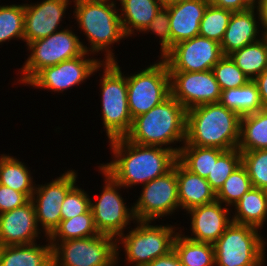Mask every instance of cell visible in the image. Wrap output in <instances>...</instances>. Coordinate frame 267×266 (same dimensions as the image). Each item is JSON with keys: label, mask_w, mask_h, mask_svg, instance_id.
Wrapping results in <instances>:
<instances>
[{"label": "cell", "mask_w": 267, "mask_h": 266, "mask_svg": "<svg viewBox=\"0 0 267 266\" xmlns=\"http://www.w3.org/2000/svg\"><path fill=\"white\" fill-rule=\"evenodd\" d=\"M108 142L112 160L99 166L125 189L166 174L177 161V154L163 147L139 145L125 137Z\"/></svg>", "instance_id": "obj_1"}, {"label": "cell", "mask_w": 267, "mask_h": 266, "mask_svg": "<svg viewBox=\"0 0 267 266\" xmlns=\"http://www.w3.org/2000/svg\"><path fill=\"white\" fill-rule=\"evenodd\" d=\"M118 2L111 0H74L73 18L79 32L86 36L85 52L98 56L103 54L102 62H117L113 53L114 46L125 41V35L119 14ZM88 46V47H87ZM113 47V49H112ZM116 56V57H115Z\"/></svg>", "instance_id": "obj_2"}, {"label": "cell", "mask_w": 267, "mask_h": 266, "mask_svg": "<svg viewBox=\"0 0 267 266\" xmlns=\"http://www.w3.org/2000/svg\"><path fill=\"white\" fill-rule=\"evenodd\" d=\"M186 112L170 95L147 113L134 118L125 138L139 145L170 149L178 155L186 139Z\"/></svg>", "instance_id": "obj_3"}, {"label": "cell", "mask_w": 267, "mask_h": 266, "mask_svg": "<svg viewBox=\"0 0 267 266\" xmlns=\"http://www.w3.org/2000/svg\"><path fill=\"white\" fill-rule=\"evenodd\" d=\"M240 120L238 113L227 109L220 102L193 107L186 112L184 144L222 150L237 148Z\"/></svg>", "instance_id": "obj_4"}, {"label": "cell", "mask_w": 267, "mask_h": 266, "mask_svg": "<svg viewBox=\"0 0 267 266\" xmlns=\"http://www.w3.org/2000/svg\"><path fill=\"white\" fill-rule=\"evenodd\" d=\"M155 224V221H136L135 228L127 229L116 239L118 266L120 262H124L125 266H146L173 250L175 237L181 227L168 223ZM121 251L125 254L123 261H120Z\"/></svg>", "instance_id": "obj_5"}, {"label": "cell", "mask_w": 267, "mask_h": 266, "mask_svg": "<svg viewBox=\"0 0 267 266\" xmlns=\"http://www.w3.org/2000/svg\"><path fill=\"white\" fill-rule=\"evenodd\" d=\"M119 62L102 63L99 66L102 125L106 139L125 137L132 127L127 98V75ZM103 70V71H102Z\"/></svg>", "instance_id": "obj_6"}, {"label": "cell", "mask_w": 267, "mask_h": 266, "mask_svg": "<svg viewBox=\"0 0 267 266\" xmlns=\"http://www.w3.org/2000/svg\"><path fill=\"white\" fill-rule=\"evenodd\" d=\"M66 27L26 45L29 55L23 66L18 69L16 76L20 74V77L16 79L17 83L26 86L43 68L76 58L85 52L82 45H85L86 42L80 39L72 26L68 27L67 25Z\"/></svg>", "instance_id": "obj_7"}, {"label": "cell", "mask_w": 267, "mask_h": 266, "mask_svg": "<svg viewBox=\"0 0 267 266\" xmlns=\"http://www.w3.org/2000/svg\"><path fill=\"white\" fill-rule=\"evenodd\" d=\"M261 230L231 222L213 244L215 266H264L267 242Z\"/></svg>", "instance_id": "obj_8"}, {"label": "cell", "mask_w": 267, "mask_h": 266, "mask_svg": "<svg viewBox=\"0 0 267 266\" xmlns=\"http://www.w3.org/2000/svg\"><path fill=\"white\" fill-rule=\"evenodd\" d=\"M96 167H98V173L104 176L103 182L105 184L103 183L102 190H99V192L101 191L100 194H96V199L90 196L94 225L99 234H106L117 239L125 233L126 229L132 227H128V225L136 222L133 203L131 206H127L120 192L122 191L121 188H125L100 166Z\"/></svg>", "instance_id": "obj_9"}, {"label": "cell", "mask_w": 267, "mask_h": 266, "mask_svg": "<svg viewBox=\"0 0 267 266\" xmlns=\"http://www.w3.org/2000/svg\"><path fill=\"white\" fill-rule=\"evenodd\" d=\"M137 71L130 75L126 73L128 106L132 119L147 113L170 96V75L163 58L159 57L156 62Z\"/></svg>", "instance_id": "obj_10"}, {"label": "cell", "mask_w": 267, "mask_h": 266, "mask_svg": "<svg viewBox=\"0 0 267 266\" xmlns=\"http://www.w3.org/2000/svg\"><path fill=\"white\" fill-rule=\"evenodd\" d=\"M53 266H116V238L99 234L67 241H50Z\"/></svg>", "instance_id": "obj_11"}, {"label": "cell", "mask_w": 267, "mask_h": 266, "mask_svg": "<svg viewBox=\"0 0 267 266\" xmlns=\"http://www.w3.org/2000/svg\"><path fill=\"white\" fill-rule=\"evenodd\" d=\"M100 59L101 57L84 52L76 58L43 68L26 85L51 93H63L97 75L99 66L103 63Z\"/></svg>", "instance_id": "obj_12"}, {"label": "cell", "mask_w": 267, "mask_h": 266, "mask_svg": "<svg viewBox=\"0 0 267 266\" xmlns=\"http://www.w3.org/2000/svg\"><path fill=\"white\" fill-rule=\"evenodd\" d=\"M141 188L140 195L137 196L138 199L133 203L136 221L159 222L163 217L172 216L175 212H179L175 164L169 172L151 180Z\"/></svg>", "instance_id": "obj_13"}, {"label": "cell", "mask_w": 267, "mask_h": 266, "mask_svg": "<svg viewBox=\"0 0 267 266\" xmlns=\"http://www.w3.org/2000/svg\"><path fill=\"white\" fill-rule=\"evenodd\" d=\"M78 171L73 168L45 184H37L31 201L35 208L38 226L44 237H49L59 226L61 204L68 191L78 182Z\"/></svg>", "instance_id": "obj_14"}, {"label": "cell", "mask_w": 267, "mask_h": 266, "mask_svg": "<svg viewBox=\"0 0 267 266\" xmlns=\"http://www.w3.org/2000/svg\"><path fill=\"white\" fill-rule=\"evenodd\" d=\"M223 56L220 43L198 35L176 43L162 58L169 71L203 72Z\"/></svg>", "instance_id": "obj_15"}, {"label": "cell", "mask_w": 267, "mask_h": 266, "mask_svg": "<svg viewBox=\"0 0 267 266\" xmlns=\"http://www.w3.org/2000/svg\"><path fill=\"white\" fill-rule=\"evenodd\" d=\"M170 95L186 110L220 101L221 89L212 70L203 72L169 71Z\"/></svg>", "instance_id": "obj_16"}, {"label": "cell", "mask_w": 267, "mask_h": 266, "mask_svg": "<svg viewBox=\"0 0 267 266\" xmlns=\"http://www.w3.org/2000/svg\"><path fill=\"white\" fill-rule=\"evenodd\" d=\"M74 0H42L24 3V42L27 45L62 30L66 11ZM65 15V16H64ZM62 27V28H61Z\"/></svg>", "instance_id": "obj_17"}, {"label": "cell", "mask_w": 267, "mask_h": 266, "mask_svg": "<svg viewBox=\"0 0 267 266\" xmlns=\"http://www.w3.org/2000/svg\"><path fill=\"white\" fill-rule=\"evenodd\" d=\"M190 218V235H185V228L180 232L188 239L214 244L231 224V208L219 201L197 206L186 212ZM184 233H183V232Z\"/></svg>", "instance_id": "obj_18"}, {"label": "cell", "mask_w": 267, "mask_h": 266, "mask_svg": "<svg viewBox=\"0 0 267 266\" xmlns=\"http://www.w3.org/2000/svg\"><path fill=\"white\" fill-rule=\"evenodd\" d=\"M31 200L21 207L0 214V245H28L40 241V232Z\"/></svg>", "instance_id": "obj_19"}, {"label": "cell", "mask_w": 267, "mask_h": 266, "mask_svg": "<svg viewBox=\"0 0 267 266\" xmlns=\"http://www.w3.org/2000/svg\"><path fill=\"white\" fill-rule=\"evenodd\" d=\"M265 35L257 7L233 12L220 43L222 52L224 56H229L234 51L260 40Z\"/></svg>", "instance_id": "obj_20"}, {"label": "cell", "mask_w": 267, "mask_h": 266, "mask_svg": "<svg viewBox=\"0 0 267 266\" xmlns=\"http://www.w3.org/2000/svg\"><path fill=\"white\" fill-rule=\"evenodd\" d=\"M208 4V0H179L166 7L169 11L172 47L199 35L200 22Z\"/></svg>", "instance_id": "obj_21"}, {"label": "cell", "mask_w": 267, "mask_h": 266, "mask_svg": "<svg viewBox=\"0 0 267 266\" xmlns=\"http://www.w3.org/2000/svg\"><path fill=\"white\" fill-rule=\"evenodd\" d=\"M175 171L180 210L187 212L216 201V193L206 178L190 172L178 160L175 162Z\"/></svg>", "instance_id": "obj_22"}, {"label": "cell", "mask_w": 267, "mask_h": 266, "mask_svg": "<svg viewBox=\"0 0 267 266\" xmlns=\"http://www.w3.org/2000/svg\"><path fill=\"white\" fill-rule=\"evenodd\" d=\"M117 2H119L118 7H121L118 9L127 38L141 34L163 7L156 0H118Z\"/></svg>", "instance_id": "obj_23"}, {"label": "cell", "mask_w": 267, "mask_h": 266, "mask_svg": "<svg viewBox=\"0 0 267 266\" xmlns=\"http://www.w3.org/2000/svg\"><path fill=\"white\" fill-rule=\"evenodd\" d=\"M231 214L233 223L250 225L262 231L267 222V190L252 187L232 206Z\"/></svg>", "instance_id": "obj_24"}, {"label": "cell", "mask_w": 267, "mask_h": 266, "mask_svg": "<svg viewBox=\"0 0 267 266\" xmlns=\"http://www.w3.org/2000/svg\"><path fill=\"white\" fill-rule=\"evenodd\" d=\"M44 241V245L42 242H36L28 245L2 246L0 266H53L52 245L48 237H45Z\"/></svg>", "instance_id": "obj_25"}, {"label": "cell", "mask_w": 267, "mask_h": 266, "mask_svg": "<svg viewBox=\"0 0 267 266\" xmlns=\"http://www.w3.org/2000/svg\"><path fill=\"white\" fill-rule=\"evenodd\" d=\"M27 164L11 154H0V184L24 193L31 199L36 187L35 178Z\"/></svg>", "instance_id": "obj_26"}, {"label": "cell", "mask_w": 267, "mask_h": 266, "mask_svg": "<svg viewBox=\"0 0 267 266\" xmlns=\"http://www.w3.org/2000/svg\"><path fill=\"white\" fill-rule=\"evenodd\" d=\"M240 152L267 149V109L241 116Z\"/></svg>", "instance_id": "obj_27"}, {"label": "cell", "mask_w": 267, "mask_h": 266, "mask_svg": "<svg viewBox=\"0 0 267 266\" xmlns=\"http://www.w3.org/2000/svg\"><path fill=\"white\" fill-rule=\"evenodd\" d=\"M219 102L240 116L263 109L257 85L253 80L248 81L242 87L222 90Z\"/></svg>", "instance_id": "obj_28"}, {"label": "cell", "mask_w": 267, "mask_h": 266, "mask_svg": "<svg viewBox=\"0 0 267 266\" xmlns=\"http://www.w3.org/2000/svg\"><path fill=\"white\" fill-rule=\"evenodd\" d=\"M173 250L182 266H215L213 244L190 240L180 231L175 237Z\"/></svg>", "instance_id": "obj_29"}, {"label": "cell", "mask_w": 267, "mask_h": 266, "mask_svg": "<svg viewBox=\"0 0 267 266\" xmlns=\"http://www.w3.org/2000/svg\"><path fill=\"white\" fill-rule=\"evenodd\" d=\"M229 56L250 80H254L267 68V35Z\"/></svg>", "instance_id": "obj_30"}, {"label": "cell", "mask_w": 267, "mask_h": 266, "mask_svg": "<svg viewBox=\"0 0 267 266\" xmlns=\"http://www.w3.org/2000/svg\"><path fill=\"white\" fill-rule=\"evenodd\" d=\"M224 151L216 147L183 144L177 160L190 172L207 178L213 168V158H218Z\"/></svg>", "instance_id": "obj_31"}, {"label": "cell", "mask_w": 267, "mask_h": 266, "mask_svg": "<svg viewBox=\"0 0 267 266\" xmlns=\"http://www.w3.org/2000/svg\"><path fill=\"white\" fill-rule=\"evenodd\" d=\"M91 208L81 215L71 219L61 220L59 226L48 237L49 241H67L71 239H81L97 236Z\"/></svg>", "instance_id": "obj_32"}, {"label": "cell", "mask_w": 267, "mask_h": 266, "mask_svg": "<svg viewBox=\"0 0 267 266\" xmlns=\"http://www.w3.org/2000/svg\"><path fill=\"white\" fill-rule=\"evenodd\" d=\"M24 3L0 5V45L13 40L24 43Z\"/></svg>", "instance_id": "obj_33"}, {"label": "cell", "mask_w": 267, "mask_h": 266, "mask_svg": "<svg viewBox=\"0 0 267 266\" xmlns=\"http://www.w3.org/2000/svg\"><path fill=\"white\" fill-rule=\"evenodd\" d=\"M251 180L246 168L241 164L224 181L223 186L216 193V200L232 208L242 195L252 188Z\"/></svg>", "instance_id": "obj_34"}, {"label": "cell", "mask_w": 267, "mask_h": 266, "mask_svg": "<svg viewBox=\"0 0 267 266\" xmlns=\"http://www.w3.org/2000/svg\"><path fill=\"white\" fill-rule=\"evenodd\" d=\"M233 11L208 4L200 22L199 36L221 43Z\"/></svg>", "instance_id": "obj_35"}, {"label": "cell", "mask_w": 267, "mask_h": 266, "mask_svg": "<svg viewBox=\"0 0 267 266\" xmlns=\"http://www.w3.org/2000/svg\"><path fill=\"white\" fill-rule=\"evenodd\" d=\"M240 165L241 152L237 148L225 150L218 158H213V168L206 180L215 193L219 191L224 181Z\"/></svg>", "instance_id": "obj_36"}, {"label": "cell", "mask_w": 267, "mask_h": 266, "mask_svg": "<svg viewBox=\"0 0 267 266\" xmlns=\"http://www.w3.org/2000/svg\"><path fill=\"white\" fill-rule=\"evenodd\" d=\"M212 71L221 91L242 87L250 81L230 56H223L213 66Z\"/></svg>", "instance_id": "obj_37"}, {"label": "cell", "mask_w": 267, "mask_h": 266, "mask_svg": "<svg viewBox=\"0 0 267 266\" xmlns=\"http://www.w3.org/2000/svg\"><path fill=\"white\" fill-rule=\"evenodd\" d=\"M241 164L246 168L252 186L267 190V149L241 152Z\"/></svg>", "instance_id": "obj_38"}, {"label": "cell", "mask_w": 267, "mask_h": 266, "mask_svg": "<svg viewBox=\"0 0 267 266\" xmlns=\"http://www.w3.org/2000/svg\"><path fill=\"white\" fill-rule=\"evenodd\" d=\"M90 200L88 192L76 183L68 191L61 204L62 220L71 219L72 217L86 213L90 209Z\"/></svg>", "instance_id": "obj_39"}, {"label": "cell", "mask_w": 267, "mask_h": 266, "mask_svg": "<svg viewBox=\"0 0 267 266\" xmlns=\"http://www.w3.org/2000/svg\"><path fill=\"white\" fill-rule=\"evenodd\" d=\"M156 35V38H159V45H160V56L163 57L171 48H172V41L170 36V18H169V11L166 7H162L154 19L149 23L147 28L142 32L143 34Z\"/></svg>", "instance_id": "obj_40"}, {"label": "cell", "mask_w": 267, "mask_h": 266, "mask_svg": "<svg viewBox=\"0 0 267 266\" xmlns=\"http://www.w3.org/2000/svg\"><path fill=\"white\" fill-rule=\"evenodd\" d=\"M29 200L24 193L0 184V214L21 207Z\"/></svg>", "instance_id": "obj_41"}, {"label": "cell", "mask_w": 267, "mask_h": 266, "mask_svg": "<svg viewBox=\"0 0 267 266\" xmlns=\"http://www.w3.org/2000/svg\"><path fill=\"white\" fill-rule=\"evenodd\" d=\"M209 4H212L219 8L231 10L233 12L245 11L250 9L251 6L246 0H208Z\"/></svg>", "instance_id": "obj_42"}, {"label": "cell", "mask_w": 267, "mask_h": 266, "mask_svg": "<svg viewBox=\"0 0 267 266\" xmlns=\"http://www.w3.org/2000/svg\"><path fill=\"white\" fill-rule=\"evenodd\" d=\"M253 81L257 85L263 109H267V68Z\"/></svg>", "instance_id": "obj_43"}, {"label": "cell", "mask_w": 267, "mask_h": 266, "mask_svg": "<svg viewBox=\"0 0 267 266\" xmlns=\"http://www.w3.org/2000/svg\"><path fill=\"white\" fill-rule=\"evenodd\" d=\"M146 266H182V264L175 251L172 250L167 255L154 259Z\"/></svg>", "instance_id": "obj_44"}, {"label": "cell", "mask_w": 267, "mask_h": 266, "mask_svg": "<svg viewBox=\"0 0 267 266\" xmlns=\"http://www.w3.org/2000/svg\"><path fill=\"white\" fill-rule=\"evenodd\" d=\"M257 9L262 20L263 32L267 35V0H262Z\"/></svg>", "instance_id": "obj_45"}, {"label": "cell", "mask_w": 267, "mask_h": 266, "mask_svg": "<svg viewBox=\"0 0 267 266\" xmlns=\"http://www.w3.org/2000/svg\"><path fill=\"white\" fill-rule=\"evenodd\" d=\"M158 3H160L163 7H167L169 5L175 4L179 0H156Z\"/></svg>", "instance_id": "obj_46"}, {"label": "cell", "mask_w": 267, "mask_h": 266, "mask_svg": "<svg viewBox=\"0 0 267 266\" xmlns=\"http://www.w3.org/2000/svg\"><path fill=\"white\" fill-rule=\"evenodd\" d=\"M262 0H246L251 7H257Z\"/></svg>", "instance_id": "obj_47"}]
</instances>
